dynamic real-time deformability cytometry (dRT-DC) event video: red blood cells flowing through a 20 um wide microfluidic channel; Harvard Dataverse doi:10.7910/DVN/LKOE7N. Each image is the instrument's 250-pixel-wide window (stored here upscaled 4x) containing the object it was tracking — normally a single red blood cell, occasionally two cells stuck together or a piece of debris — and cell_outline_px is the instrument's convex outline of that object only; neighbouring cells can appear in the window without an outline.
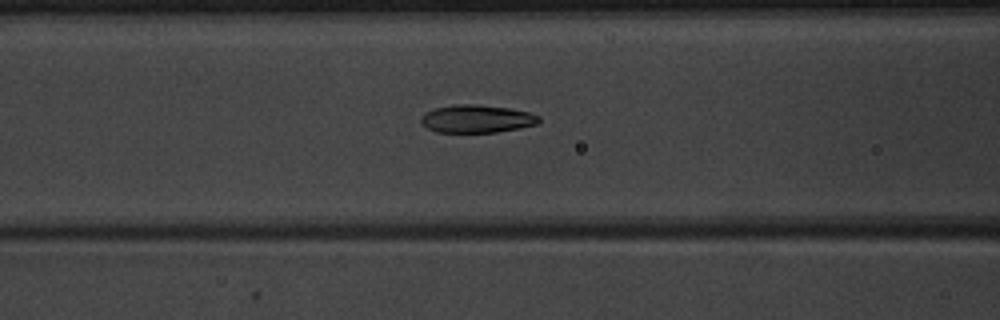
{"species": "common noctule bat (a hibernating species)", "species_latin": "Nyctalus noctula", "temperature_condition": "warm", "stored_images_in_passage": 52, "camera_frame_rate_fps": 3000, "um_per_image_px": 0.085, "animal": {"sex": "male", "body_mass_g": 20.1, "forearm_length_mm": 53.5}, "frame": {"image": 1, "passage_image": 23, "time_ms": 7.333, "image_size_px": [1000, 320], "cell_outline_px": [[540, 120], [536, 124], [520, 128], [496, 132], [436, 132], [428, 128], [420, 120], [420, 116], [424, 112], [436, 108], [456, 104], [476, 104], [508, 108], [528, 112], [540, 116]], "centroid_in_image_um": [40.51, 10.09], "position_along_channel_um": 126.1, "area_um2": 19.07}}
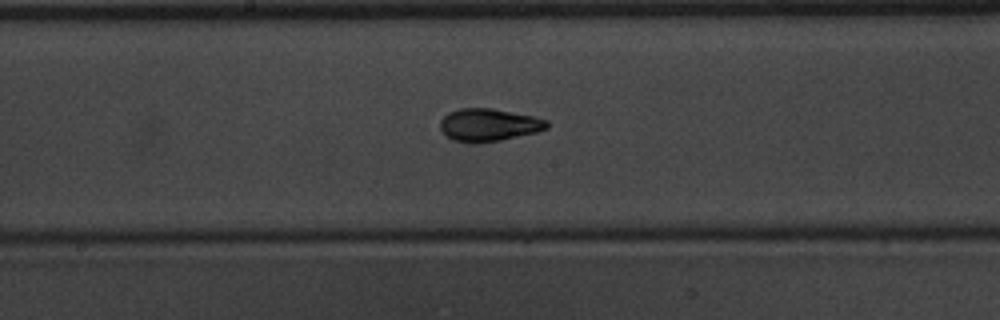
{"frame": {"image": 2, "passage_image": 29, "time_ms": 9.333, "image_size_px": [1000, 320], "cell_outline_px": [[548, 128], [536, 132], [500, 140], [476, 144], [472, 144], [452, 140], [440, 128], [440, 120], [448, 112], [460, 108], [492, 108], [532, 116], [548, 120]], "centroid_in_image_um": [41.52, 10.62], "position_along_channel_um": 206.7, "area_um2": 20.35}}
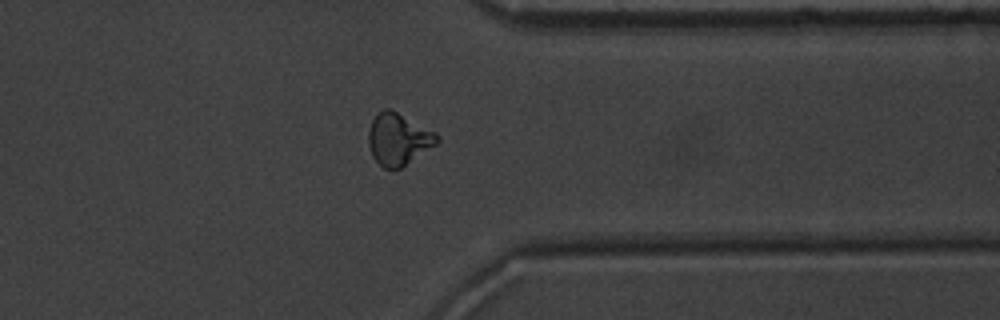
{"frame": {"image": 3, "passage_image": 42, "time_ms": 13.667, "image_size_px": [1000, 320], "cell_outline_px": [[440, 140], [436, 144], [400, 168], [384, 168], [372, 156], [368, 144], [368, 132], [372, 120], [376, 112], [384, 108], [388, 108], [436, 132], [440, 136]], "centroid_in_image_um": [33.84, 11.81], "position_along_channel_um": 377.6, "area_um2": 20.52}, "authors_computed_cell_mechanics": {"area_um2": 19.7098, "velocity_mm_per_s": 4.0168, "shape_relaxation_time_tau1_ms": 3.4792, "shape_relaxation_time_tau2_ms": 1.3427, "deformation_change_tau1": 0.1662, "deformation_change_tau2": 0.0802}}